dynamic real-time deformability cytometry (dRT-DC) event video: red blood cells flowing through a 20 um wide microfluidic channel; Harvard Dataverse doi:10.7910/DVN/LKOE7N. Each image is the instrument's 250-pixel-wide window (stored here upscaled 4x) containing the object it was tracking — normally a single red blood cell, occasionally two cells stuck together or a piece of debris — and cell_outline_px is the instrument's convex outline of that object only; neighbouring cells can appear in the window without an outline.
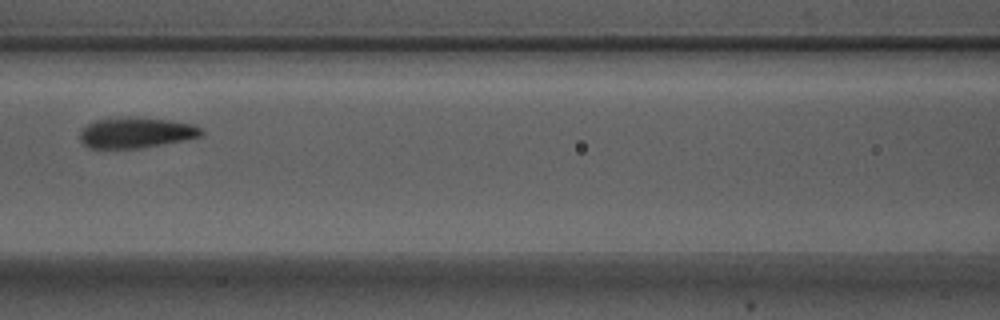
{"species": "Egyptian fruit bat (a non-hibernating species)", "species_latin": "Rousettus aegyptiacus", "temperature_condition": "warm", "stored_images_in_passage": 3, "camera_frame_rate_fps": 3000, "um_per_image_px": 0.085, "animal": {"sex": "male"}, "frame": {"image": 1, "passage_image": 3, "time_ms": 0.667, "image_size_px": [1000, 320], "cell_outline_px": [[204, 132], [200, 136], [184, 140], [164, 144], [140, 148], [88, 148], [80, 140], [80, 128], [96, 120], [128, 116], [168, 120], [196, 124]], "centroid_in_image_um": [11.55, 11.27], "position_along_channel_um": 155.1, "area_um2": 21.79}}